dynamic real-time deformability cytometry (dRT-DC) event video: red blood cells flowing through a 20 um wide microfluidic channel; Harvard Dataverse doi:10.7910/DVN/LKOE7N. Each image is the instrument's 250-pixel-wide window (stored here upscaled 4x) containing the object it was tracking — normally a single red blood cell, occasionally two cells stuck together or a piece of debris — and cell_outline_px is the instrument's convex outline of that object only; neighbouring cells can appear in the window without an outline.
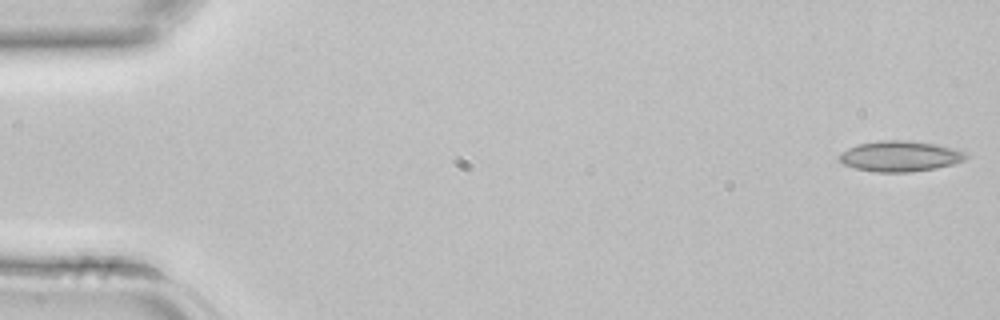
{"species": "common noctule bat (a hibernating species)", "species_latin": "Nyctalus noctula", "temperature_condition": "room temperature", "stored_images_in_passage": 43, "camera_frame_rate_fps": 3000, "um_per_image_px": 0.085, "animal": {"sex": "female", "body_mass_g": 22.7, "forearm_length_mm": 54.2}, "frame": {"image": 1, "passage_image": 1, "time_ms": 0.0, "image_size_px": [1000, 320], "cell_outline_px": [[968, 156], [964, 160], [952, 164], [936, 168], [908, 172], [872, 172], [856, 168], [844, 164], [836, 156], [840, 152], [848, 148], [860, 144], [880, 140], [904, 140], [932, 144], [956, 148], [964, 152]], "centroid_in_image_um": [76.47, 13.28], "position_along_channel_um": 8.5, "area_um2": 22.48}}
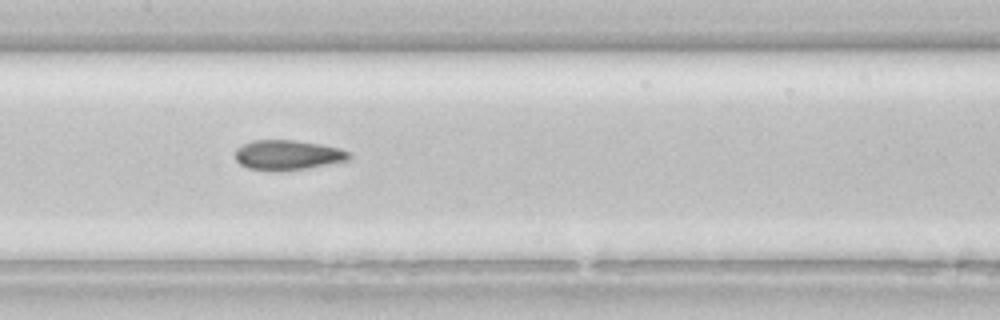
{"frame": {"image": 2, "passage_image": 21, "time_ms": 6.667, "image_size_px": [1000, 320], "cell_outline_px": [[352, 156], [348, 160], [308, 168], [248, 168], [240, 164], [236, 160], [236, 148], [252, 140], [292, 140], [320, 144], [340, 148], [352, 152]], "centroid_in_image_um": [24.51, 13.13], "position_along_channel_um": 182.9, "area_um2": 19.13}}
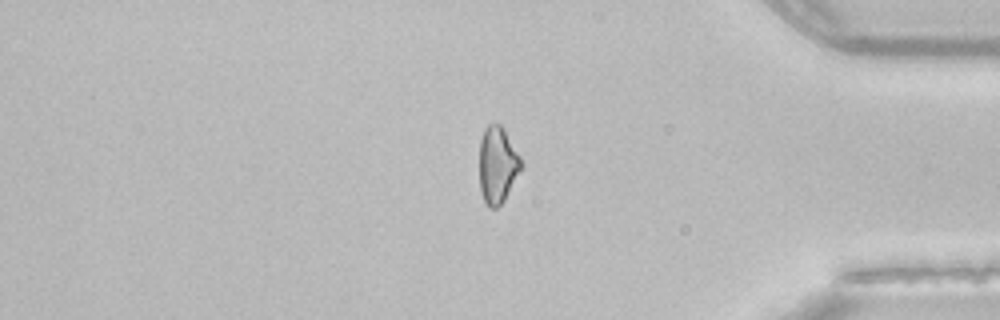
{"frame": {"image": 3, "passage_image": 36, "time_ms": 11.667, "image_size_px": [1000, 320], "cell_outline_px": [[524, 168], [504, 200], [496, 208], [488, 208], [484, 200], [480, 188], [480, 140], [484, 128], [488, 124], [500, 124], [504, 128], [520, 156], [524, 164]], "centroid_in_image_um": [42.32, 14.02], "position_along_channel_um": 392.9, "area_um2": 18.96}}